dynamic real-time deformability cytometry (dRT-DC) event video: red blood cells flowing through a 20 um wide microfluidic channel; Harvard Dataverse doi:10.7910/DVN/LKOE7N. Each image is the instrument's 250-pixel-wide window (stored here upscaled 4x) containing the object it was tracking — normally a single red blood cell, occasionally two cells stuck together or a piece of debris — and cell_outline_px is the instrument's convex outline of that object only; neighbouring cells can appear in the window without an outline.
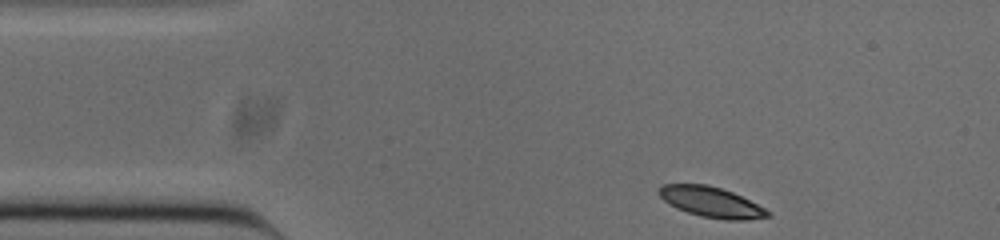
{"species": "common noctule bat (a hibernating species)", "species_latin": "Nyctalus noctula", "temperature_condition": "cold", "stored_images_in_passage": 46, "camera_frame_rate_fps": 3000, "um_per_image_px": 0.085, "animal": {"sex": "male", "body_mass_g": 20.0, "forearm_length_mm": 53.3}, "frame": {"image": 1, "passage_image": 1, "time_ms": 0.0, "image_size_px": [1000, 240], "cell_outline_px": [[772, 216], [744, 220], [724, 220], [700, 216], [676, 208], [668, 204], [656, 192], [656, 188], [660, 184], [708, 184], [732, 192], [772, 212]], "centroid_in_image_um": [60.4, 17.17], "position_along_channel_um": 24.6, "area_um2": 19.36}}
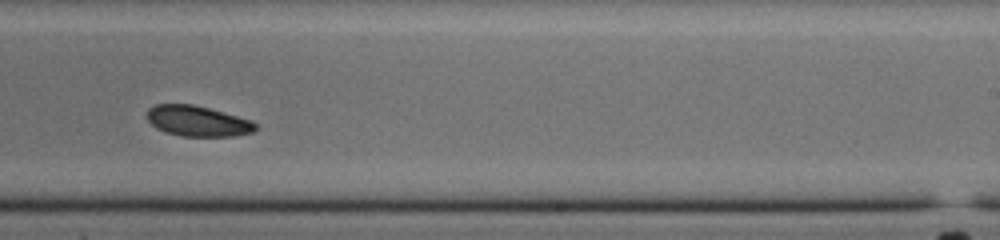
{"frame": {"image": 2, "passage_image": 25, "time_ms": 8.0, "image_size_px": [1000, 240], "cell_outline_px": [[256, 128], [252, 132], [232, 136], [180, 136], [156, 128], [144, 116], [148, 108], [156, 104], [192, 104], [208, 108], [252, 120], [256, 124]], "centroid_in_image_um": [16.75, 10.28], "position_along_channel_um": 272.2, "area_um2": 19.25}}
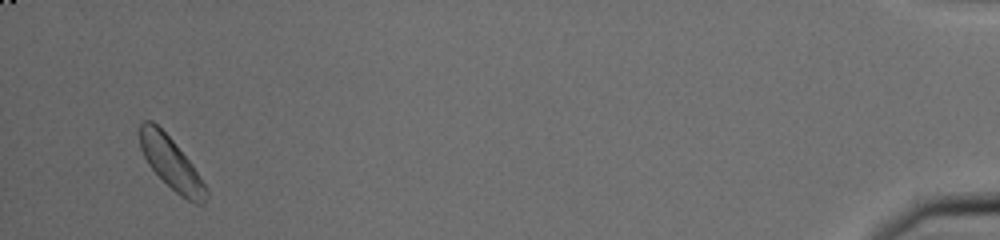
{"frame": {"image": 3, "passage_image": 44, "time_ms": 14.333, "image_size_px": [1000, 240], "cell_outline_px": [[208, 196], [204, 204], [196, 204], [180, 196], [148, 164], [140, 148], [140, 124], [144, 120], [152, 120], [172, 140], [192, 164], [208, 188]], "centroid_in_image_um": [14.57, 13.9], "position_along_channel_um": 420.6, "area_um2": 19.77}, "authors_computed_cell_mechanics": {"area_um2": 20.0277, "velocity_mm_per_s": 3.7839, "shape_relaxation_time_tau1_ms": 2.0581, "shape_relaxation_time_tau2_ms": null, "deformation_change_tau1": 0.0504, "deformation_change_tau2": null}}